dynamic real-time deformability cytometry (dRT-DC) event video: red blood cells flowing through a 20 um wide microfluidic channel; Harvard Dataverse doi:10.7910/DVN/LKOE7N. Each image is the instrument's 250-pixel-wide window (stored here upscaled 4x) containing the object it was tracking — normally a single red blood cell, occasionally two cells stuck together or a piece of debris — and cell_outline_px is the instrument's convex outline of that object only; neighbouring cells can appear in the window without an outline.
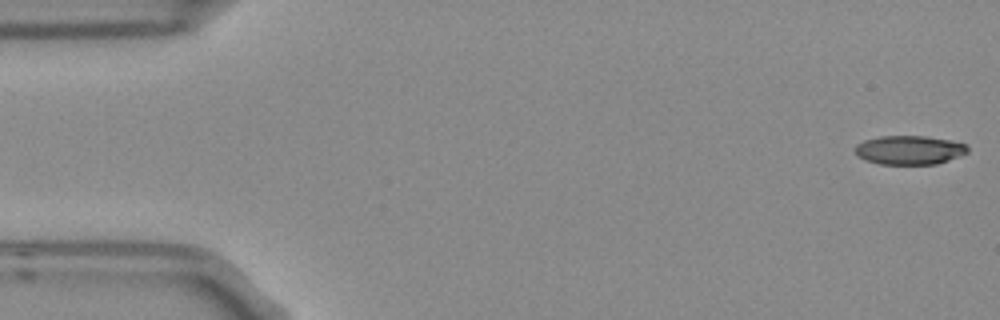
{"species": "Egyptian fruit bat (a non-hibernating species)", "species_latin": "Rousettus aegyptiacus", "temperature_condition": "room temperature", "stored_images_in_passage": 5, "camera_frame_rate_fps": 3000, "um_per_image_px": 0.085, "frame": {"image": 1, "passage_image": 1, "time_ms": 0.0, "image_size_px": [1000, 320], "cell_outline_px": [[968, 152], [960, 156], [936, 164], [880, 164], [864, 160], [856, 156], [852, 148], [856, 144], [864, 140], [880, 136], [924, 136], [948, 140], [968, 144]], "centroid_in_image_um": [77.24, 12.75], "position_along_channel_um": 7.8, "area_um2": 19.19}}